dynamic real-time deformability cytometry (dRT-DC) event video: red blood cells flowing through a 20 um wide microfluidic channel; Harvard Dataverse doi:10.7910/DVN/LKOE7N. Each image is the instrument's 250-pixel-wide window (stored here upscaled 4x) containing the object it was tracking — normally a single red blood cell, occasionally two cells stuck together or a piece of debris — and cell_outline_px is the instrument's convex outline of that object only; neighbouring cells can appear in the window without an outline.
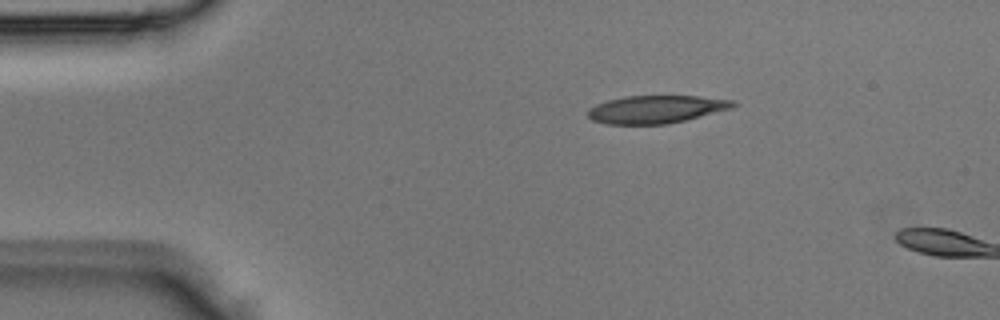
{"species": "Egyptian fruit bat (a non-hibernating species)", "species_latin": "Rousettus aegyptiacus", "temperature_condition": "room temperature", "stored_images_in_passage": 2, "camera_frame_rate_fps": 3000, "um_per_image_px": 0.085, "animal": {"sex": "male"}, "frame": {"image": 1, "passage_image": 1, "time_ms": 0.0, "image_size_px": [1000, 320], "cell_outline_px": [[736, 104], [732, 108], [668, 124], [604, 124], [592, 120], [588, 116], [588, 108], [596, 104], [608, 100], [624, 96], [696, 96], [732, 100]], "centroid_in_image_um": [55.71, 9.29], "position_along_channel_um": 29.3, "area_um2": 23.35}}